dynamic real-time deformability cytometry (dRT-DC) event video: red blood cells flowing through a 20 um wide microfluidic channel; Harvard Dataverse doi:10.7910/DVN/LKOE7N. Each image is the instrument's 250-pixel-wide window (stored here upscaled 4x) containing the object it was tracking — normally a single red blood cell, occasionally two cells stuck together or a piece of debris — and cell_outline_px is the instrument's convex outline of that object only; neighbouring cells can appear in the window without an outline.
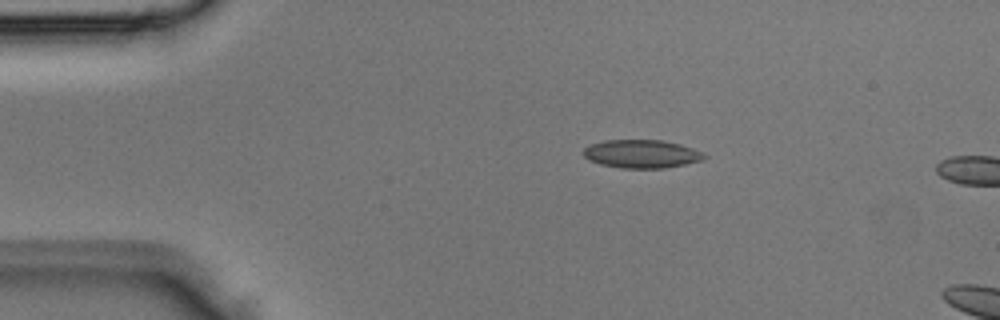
{"species": "Egyptian fruit bat (a non-hibernating species)", "species_latin": "Rousettus aegyptiacus", "temperature_condition": "room temperature", "stored_images_in_passage": 2, "camera_frame_rate_fps": 3000, "um_per_image_px": 0.085, "animal": {"sex": "male"}, "frame": {"image": 1, "passage_image": 1, "time_ms": 0.0, "image_size_px": [1000, 320], "cell_outline_px": [[708, 156], [700, 160], [684, 164], [664, 168], [620, 168], [600, 164], [588, 160], [584, 156], [584, 148], [588, 144], [604, 140], [664, 140], [680, 144], [692, 148]], "centroid_in_image_um": [54.48, 13.07], "position_along_channel_um": 30.5, "area_um2": 19.88}}